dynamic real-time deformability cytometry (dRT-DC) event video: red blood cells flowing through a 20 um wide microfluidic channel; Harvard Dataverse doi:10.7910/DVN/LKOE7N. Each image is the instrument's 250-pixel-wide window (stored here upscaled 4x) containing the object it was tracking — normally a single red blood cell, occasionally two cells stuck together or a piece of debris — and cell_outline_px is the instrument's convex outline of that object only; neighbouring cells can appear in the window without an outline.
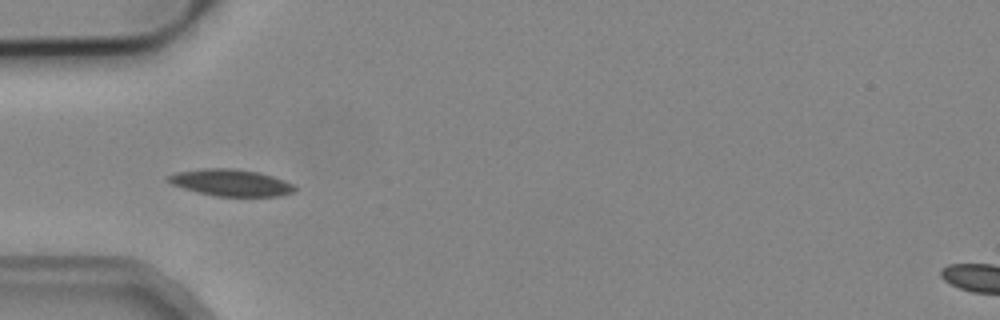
{"species": "common noctule bat (a hibernating species)", "species_latin": "Nyctalus noctula", "temperature_condition": "cold", "stored_images_in_passage": 6, "camera_frame_rate_fps": 3000, "um_per_image_px": 0.085, "animal": {"sex": "male", "body_mass_g": 19.2, "forearm_length_mm": 51.8}, "frame": {"image": 1, "passage_image": 4, "time_ms": 1.0, "image_size_px": [1000, 320], "cell_outline_px": [[296, 192], [280, 196], [216, 196], [184, 188], [172, 184], [168, 180], [168, 176], [176, 172], [204, 168], [232, 168], [256, 172], [272, 176], [284, 180], [292, 184], [296, 188]], "centroid_in_image_um": [19.66, 15.53], "position_along_channel_um": 65.3, "area_um2": 19.48}}